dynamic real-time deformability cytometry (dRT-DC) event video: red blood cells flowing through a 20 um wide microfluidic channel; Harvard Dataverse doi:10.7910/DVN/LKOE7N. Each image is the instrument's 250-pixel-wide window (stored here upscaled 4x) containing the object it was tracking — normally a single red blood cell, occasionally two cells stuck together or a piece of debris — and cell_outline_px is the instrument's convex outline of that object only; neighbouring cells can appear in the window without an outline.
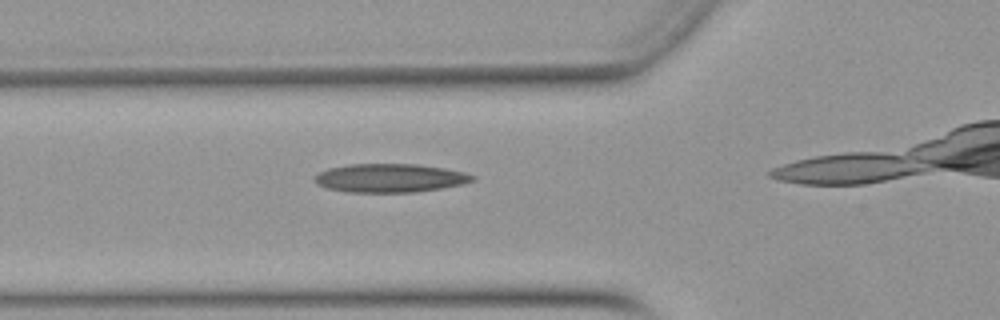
{"species": "Egyptian fruit bat (a non-hibernating species)", "species_latin": "Rousettus aegyptiacus", "temperature_condition": "warm", "stored_images_in_passage": 14, "camera_frame_rate_fps": 3000, "um_per_image_px": 0.085, "animal": {"sex": "female"}, "frame": {"image": 1, "passage_image": 7, "time_ms": 2.0, "image_size_px": [1000, 320], "cell_outline_px": [[476, 180], [464, 184], [416, 192], [348, 192], [328, 188], [320, 184], [316, 180], [316, 176], [320, 172], [328, 168], [348, 164], [416, 164], [444, 168], [464, 172], [476, 176]], "centroid_in_image_um": [33.21, 15.13], "position_along_channel_um": 92.6, "area_um2": 26.13}}
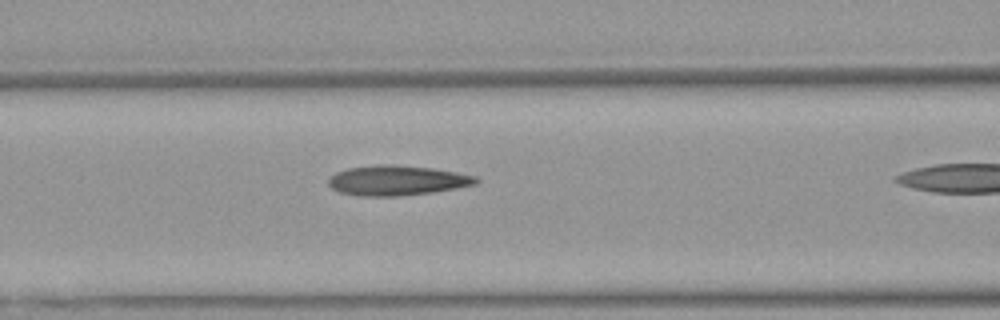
{"frame": {"image": 2, "passage_image": 10, "time_ms": 3.0, "image_size_px": [1000, 320], "cell_outline_px": [[480, 180], [476, 184], [456, 188], [432, 192], [400, 196], [360, 196], [340, 192], [332, 188], [328, 184], [328, 180], [336, 172], [348, 168], [380, 164], [384, 164], [432, 168], [456, 172], [476, 176]], "centroid_in_image_um": [33.75, 15.34], "position_along_channel_um": 132.9, "area_um2": 25.61}}